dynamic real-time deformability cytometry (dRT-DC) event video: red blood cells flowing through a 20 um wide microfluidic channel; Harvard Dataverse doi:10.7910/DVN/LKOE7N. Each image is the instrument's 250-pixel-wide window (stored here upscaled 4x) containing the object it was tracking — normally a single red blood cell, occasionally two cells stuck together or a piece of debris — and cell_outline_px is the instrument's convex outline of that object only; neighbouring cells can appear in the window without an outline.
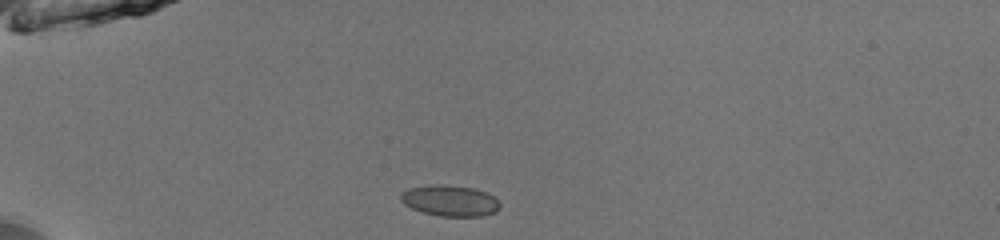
{"species": "common noctule bat (a hibernating species)", "species_latin": "Nyctalus noctula", "temperature_condition": "room temperature", "stored_images_in_passage": 37, "camera_frame_rate_fps": 3000, "um_per_image_px": 0.085, "animal": {"sex": "male", "body_mass_g": 13.0, "forearm_length_mm": 53.1}, "frame": {"image": 1, "passage_image": 1, "time_ms": 0.0, "image_size_px": [1000, 240], "cell_outline_px": [[500, 208], [496, 212], [484, 216], [440, 216], [424, 212], [412, 208], [404, 204], [400, 200], [400, 196], [408, 188], [432, 184], [436, 184], [472, 188], [484, 192], [492, 196], [500, 204]], "centroid_in_image_um": [38.24, 17.07], "position_along_channel_um": 46.8, "area_um2": 17.69}}
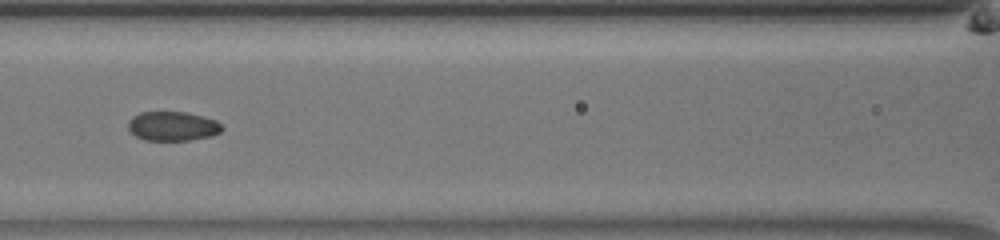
{"frame": {"image": 2, "passage_image": 11, "time_ms": 3.333, "image_size_px": [1000, 240], "cell_outline_px": [[224, 128], [220, 132], [212, 136], [188, 140], [144, 140], [136, 136], [128, 128], [128, 120], [132, 116], [140, 112], [184, 112], [216, 120]], "centroid_in_image_um": [14.65, 10.72], "position_along_channel_um": 151.9, "area_um2": 15.95}}
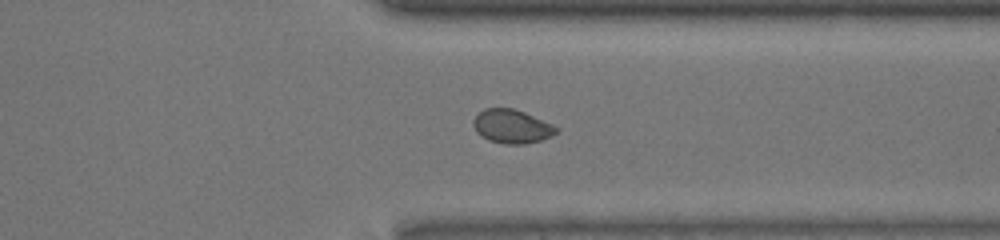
{"frame": {"image": 3, "passage_image": 27, "time_ms": 8.667, "image_size_px": [1000, 240], "cell_outline_px": [[560, 132], [552, 136], [540, 140], [524, 144], [504, 144], [488, 140], [480, 136], [476, 132], [472, 124], [472, 120], [484, 108], [512, 108], [524, 112], [552, 124], [560, 128]], "centroid_in_image_um": [43.51, 10.75], "position_along_channel_um": 367.9, "area_um2": 16.47}, "authors_computed_cell_mechanics": {"area_um2": 16.7042, "velocity_mm_per_s": 4.0594, "shape_relaxation_time_tau1_ms": 9.5523, "shape_relaxation_time_tau2_ms": 1.3885, "deformation_change_tau1": 0.1691, "deformation_change_tau2": 0.037}}